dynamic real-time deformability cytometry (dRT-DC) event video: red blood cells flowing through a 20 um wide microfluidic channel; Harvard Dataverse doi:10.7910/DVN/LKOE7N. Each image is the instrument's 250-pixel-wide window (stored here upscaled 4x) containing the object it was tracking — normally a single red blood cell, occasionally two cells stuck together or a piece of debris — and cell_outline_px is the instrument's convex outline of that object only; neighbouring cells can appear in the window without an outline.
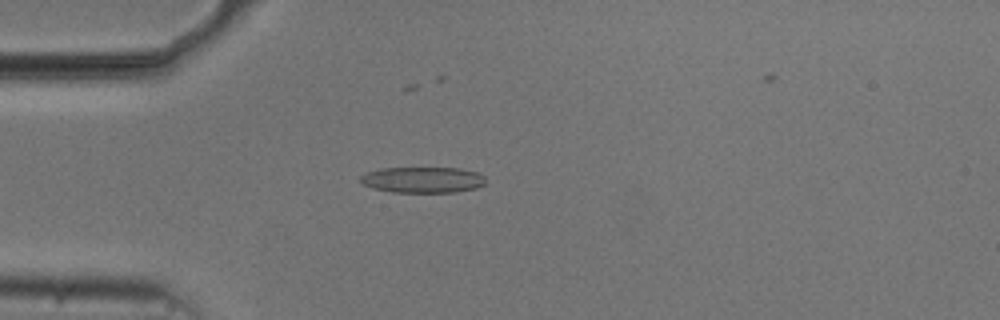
{"species": "common noctule bat (a hibernating species)", "species_latin": "Nyctalus noctula", "temperature_condition": "cold", "stored_images_in_passage": 53, "camera_frame_rate_fps": 3000, "um_per_image_px": 0.085, "animal": {"sex": "male", "body_mass_g": 20.5, "forearm_length_mm": 52.5}, "frame": {"image": 1, "passage_image": 15, "time_ms": 4.667, "image_size_px": [1000, 320], "cell_outline_px": [[484, 184], [476, 188], [456, 192], [392, 192], [372, 188], [364, 184], [360, 180], [360, 176], [368, 172], [380, 168], [460, 168], [480, 172], [484, 176]], "centroid_in_image_um": [35.95, 15.28], "position_along_channel_um": 49.0, "area_um2": 18.96}}
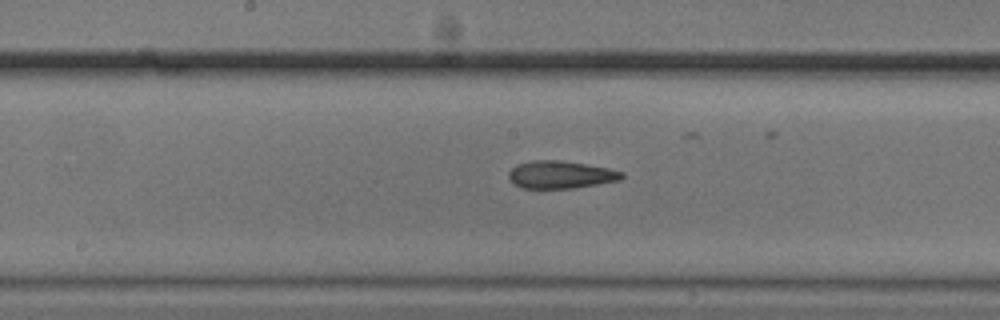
{"frame": {"image": 2, "passage_image": 28, "time_ms": 9.0, "image_size_px": [1000, 320], "cell_outline_px": [[624, 176], [620, 180], [576, 188], [524, 188], [516, 184], [508, 176], [508, 172], [516, 164], [532, 160], [556, 160], [584, 164], [608, 168], [624, 172]], "centroid_in_image_um": [47.67, 14.84], "position_along_channel_um": 200.5, "area_um2": 18.03}}
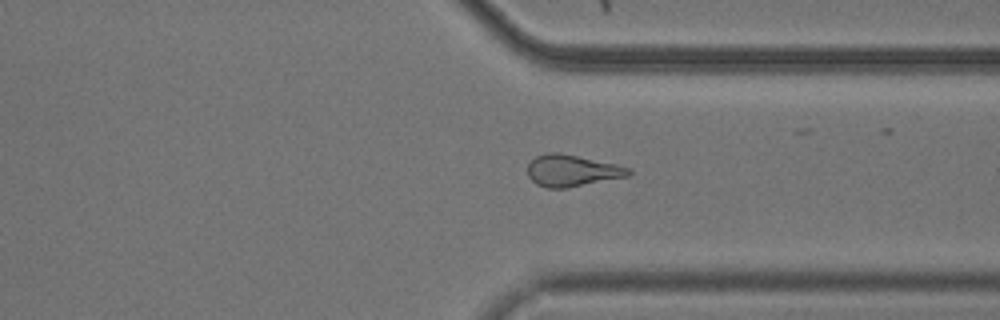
{"frame": {"image": 3, "passage_image": 41, "time_ms": 13.333, "image_size_px": [1000, 320], "cell_outline_px": [[632, 176], [564, 188], [544, 188], [536, 184], [528, 176], [528, 164], [536, 156], [548, 152], [556, 152], [616, 164], [632, 168]], "centroid_in_image_um": [48.65, 14.51], "position_along_channel_um": 362.8, "area_um2": 18.67}}